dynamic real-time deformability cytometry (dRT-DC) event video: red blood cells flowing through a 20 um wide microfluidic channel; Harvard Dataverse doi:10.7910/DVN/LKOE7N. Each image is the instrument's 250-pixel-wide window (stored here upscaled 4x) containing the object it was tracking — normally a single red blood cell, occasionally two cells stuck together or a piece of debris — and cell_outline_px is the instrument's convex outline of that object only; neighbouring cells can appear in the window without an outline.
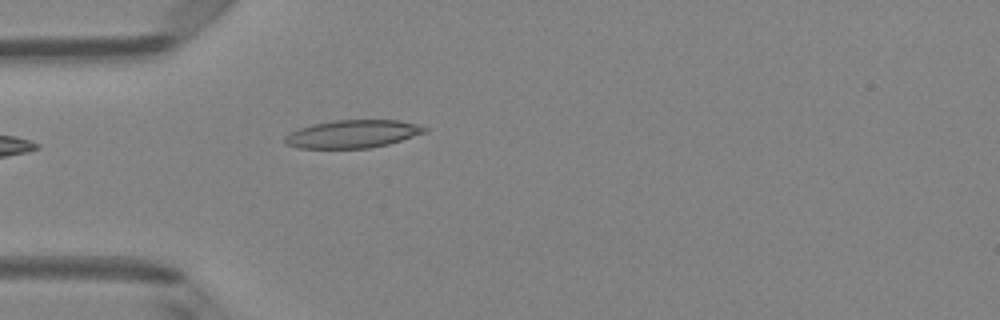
{"species": "Egyptian fruit bat (a non-hibernating species)", "species_latin": "Rousettus aegyptiacus", "temperature_condition": "room temperature", "stored_images_in_passage": 5, "camera_frame_rate_fps": 3000, "um_per_image_px": 0.085, "animal": {"sex": "female"}, "frame": {"image": 1, "passage_image": 5, "time_ms": 1.333, "image_size_px": [1000, 320], "cell_outline_px": [[428, 132], [388, 144], [372, 148], [300, 148], [288, 144], [284, 140], [284, 136], [300, 128], [312, 124], [332, 120], [400, 120], [416, 124], [428, 128]], "centroid_in_image_um": [30.02, 11.38], "position_along_channel_um": 55.0, "area_um2": 22.72}}